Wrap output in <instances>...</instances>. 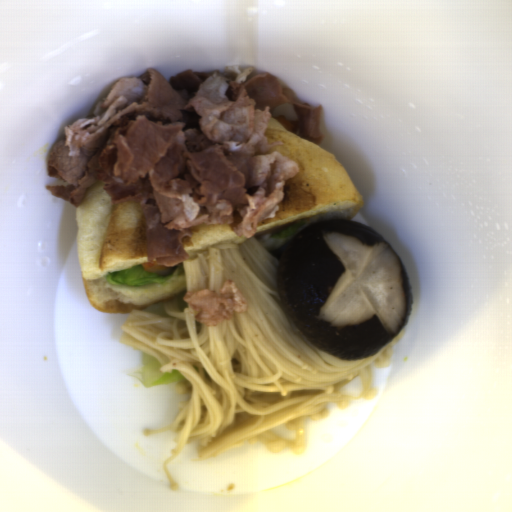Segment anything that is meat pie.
Returning a JSON list of instances; mask_svg holds the SVG:
<instances>
[{
    "label": "meat pie",
    "mask_w": 512,
    "mask_h": 512,
    "mask_svg": "<svg viewBox=\"0 0 512 512\" xmlns=\"http://www.w3.org/2000/svg\"><path fill=\"white\" fill-rule=\"evenodd\" d=\"M141 265L146 271H149V272H152V273H155L158 275L169 276L170 274L173 273L174 269L177 268L179 264L176 266H173V267H163L158 263H150L148 261Z\"/></svg>",
    "instance_id": "meat-pie-1"
}]
</instances>
